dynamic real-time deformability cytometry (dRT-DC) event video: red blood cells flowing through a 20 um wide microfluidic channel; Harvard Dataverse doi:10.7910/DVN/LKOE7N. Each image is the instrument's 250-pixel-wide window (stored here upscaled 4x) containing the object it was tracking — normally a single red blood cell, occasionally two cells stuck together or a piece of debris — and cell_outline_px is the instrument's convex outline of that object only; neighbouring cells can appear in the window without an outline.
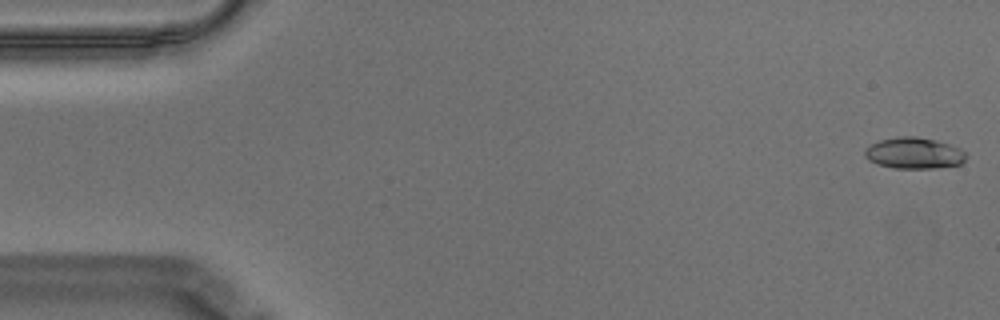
{"species": "Egyptian fruit bat (a non-hibernating species)", "species_latin": "Rousettus aegyptiacus", "temperature_condition": "warm", "stored_images_in_passage": 57, "camera_frame_rate_fps": 3000, "um_per_image_px": 0.085, "animal": {"sex": "male"}, "frame": {"image": 1, "passage_image": 1, "time_ms": 0.0, "image_size_px": [1000, 320], "cell_outline_px": [[964, 160], [960, 164], [936, 168], [896, 168], [876, 164], [868, 160], [864, 156], [864, 148], [880, 140], [900, 136], [916, 136], [936, 140], [960, 148], [964, 152]], "centroid_in_image_um": [77.65, 13.01], "position_along_channel_um": 7.4, "area_um2": 18.38}}
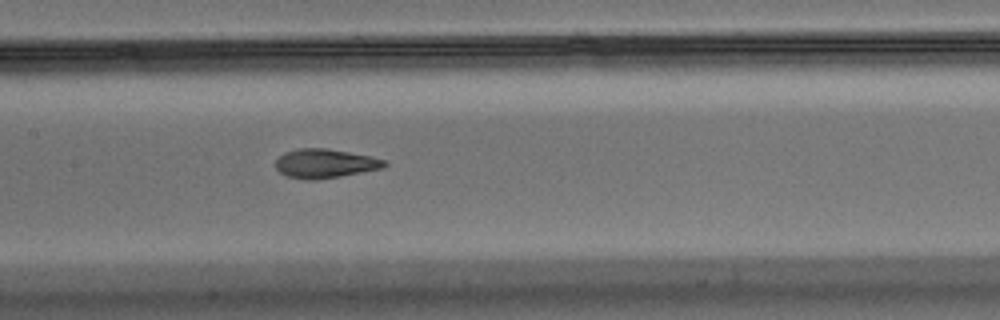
{"frame": {"image": 2, "passage_image": 27, "time_ms": 8.667, "image_size_px": [1000, 320], "cell_outline_px": [[388, 164], [384, 168], [340, 176], [316, 180], [304, 180], [288, 176], [280, 172], [276, 168], [276, 160], [284, 152], [300, 148], [328, 148], [388, 160]], "centroid_in_image_um": [27.64, 13.9], "position_along_channel_um": 179.8, "area_um2": 18.44}}
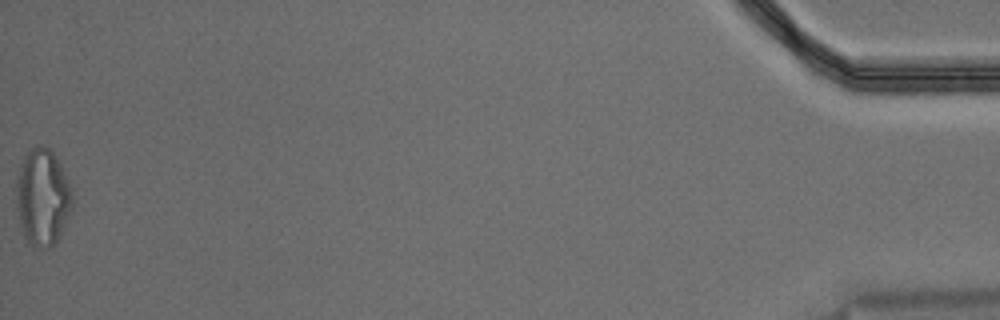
{"frame": {"image": 3, "passage_image": 57, "time_ms": 18.667, "image_size_px": [1000, 320], "cell_outline_px": [[72, 208], [56, 240], [48, 248], [36, 248], [28, 244], [24, 236], [20, 224], [16, 208], [16, 176], [24, 156], [32, 148], [40, 144], [48, 148], [52, 152], [60, 164], [72, 188]], "centroid_in_image_um": [3.59, 16.76], "position_along_channel_um": 431.6, "area_um2": 31.56}, "authors_computed_cell_mechanics": {"area_um2": 18.3804, "velocity_mm_per_s": 3.5307, "shape_relaxation_time_tau1_ms": 6.8019, "shape_relaxation_time_tau2_ms": 1.6988, "deformation_change_tau1": 0.2251, "deformation_change_tau2": 0.0906}}